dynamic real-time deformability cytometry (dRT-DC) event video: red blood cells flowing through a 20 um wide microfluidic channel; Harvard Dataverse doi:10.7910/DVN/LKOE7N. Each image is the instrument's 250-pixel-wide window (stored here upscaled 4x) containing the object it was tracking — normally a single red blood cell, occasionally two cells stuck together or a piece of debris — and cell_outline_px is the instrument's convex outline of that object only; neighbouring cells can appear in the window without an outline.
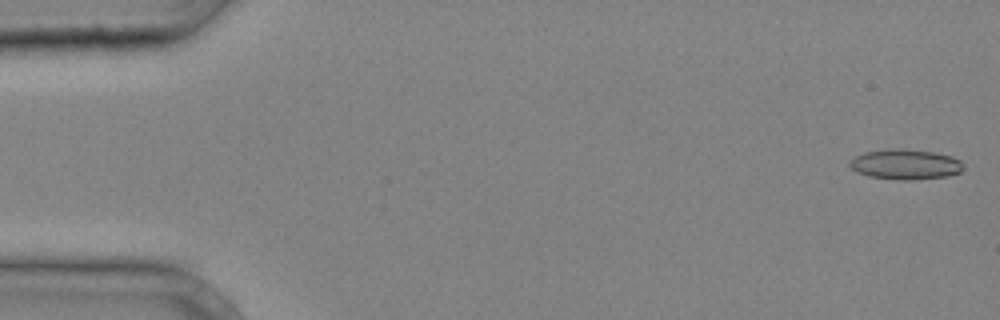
{"species": "common noctule bat (a hibernating species)", "species_latin": "Nyctalus noctula", "temperature_condition": "cold", "stored_images_in_passage": 15, "camera_frame_rate_fps": 3000, "um_per_image_px": 0.085, "animal": {"sex": "male", "body_mass_g": 20.4}, "frame": {"image": 1, "passage_image": 1, "time_ms": 0.0, "image_size_px": [1000, 320], "cell_outline_px": [[964, 168], [960, 172], [948, 176], [912, 180], [900, 180], [868, 176], [852, 168], [848, 164], [856, 156], [864, 152], [888, 148], [900, 148], [932, 152], [952, 156], [960, 160], [964, 164]], "centroid_in_image_um": [77.0, 13.96], "position_along_channel_um": 8.0, "area_um2": 20.0}}
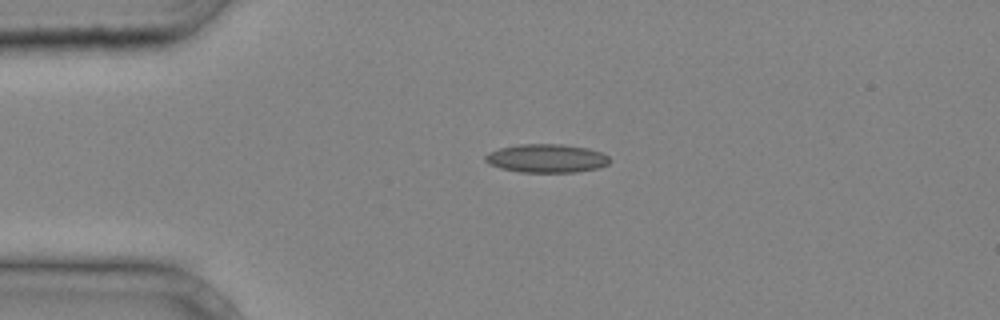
{"frame": {"image": 2, "passage_image": 9, "time_ms": 2.667, "image_size_px": [1000, 320], "cell_outline_px": [[608, 164], [600, 168], [576, 172], [520, 172], [500, 168], [488, 164], [484, 160], [484, 156], [488, 152], [500, 148], [520, 144], [564, 144], [588, 148], [600, 152], [608, 156]], "centroid_in_image_um": [46.43, 13.46], "position_along_channel_um": 38.6, "area_um2": 20.75}}
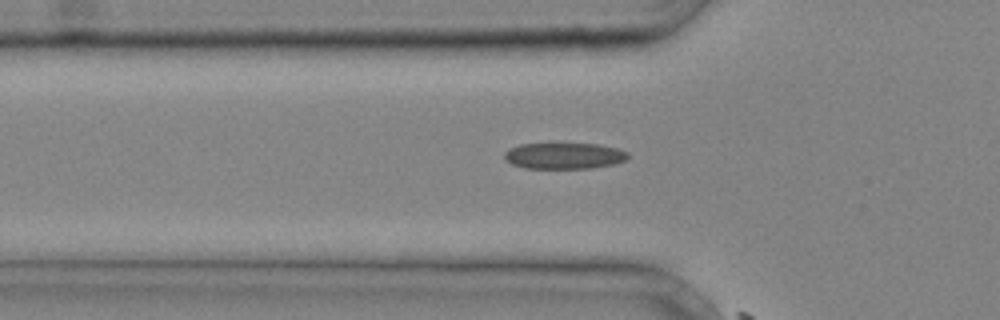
{"frame": {"image": 3, "passage_image": 13, "time_ms": 4.0, "image_size_px": [1000, 320], "cell_outline_px": [[628, 156], [624, 160], [612, 164], [588, 168], [524, 168], [512, 164], [504, 160], [504, 152], [508, 148], [520, 144], [596, 144], [616, 148], [628, 152]], "centroid_in_image_um": [47.88, 13.24], "position_along_channel_um": 77.9, "area_um2": 18.67}}